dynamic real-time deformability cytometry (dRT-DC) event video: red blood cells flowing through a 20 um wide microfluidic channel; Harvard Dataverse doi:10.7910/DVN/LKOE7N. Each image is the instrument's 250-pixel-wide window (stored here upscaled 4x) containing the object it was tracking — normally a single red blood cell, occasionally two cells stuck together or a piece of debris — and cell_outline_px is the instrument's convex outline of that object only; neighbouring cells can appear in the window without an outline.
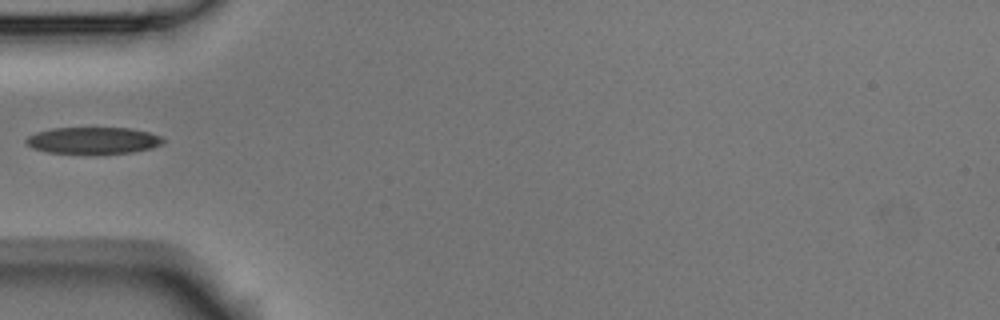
{"species": "Egyptian fruit bat (a non-hibernating species)", "species_latin": "Rousettus aegyptiacus", "temperature_condition": "room temperature", "stored_images_in_passage": 2, "camera_frame_rate_fps": 3000, "um_per_image_px": 0.085, "animal": {"sex": "male"}, "frame": {"image": 1, "passage_image": 1, "time_ms": 0.0, "image_size_px": [1000, 320], "cell_outline_px": [[164, 144], [152, 148], [132, 152], [96, 156], [92, 156], [48, 152], [32, 148], [24, 144], [24, 140], [28, 136], [36, 132], [52, 128], [128, 128], [148, 132], [160, 136], [164, 140]], "centroid_in_image_um": [7.89, 11.98], "position_along_channel_um": 77.1, "area_um2": 22.2}}
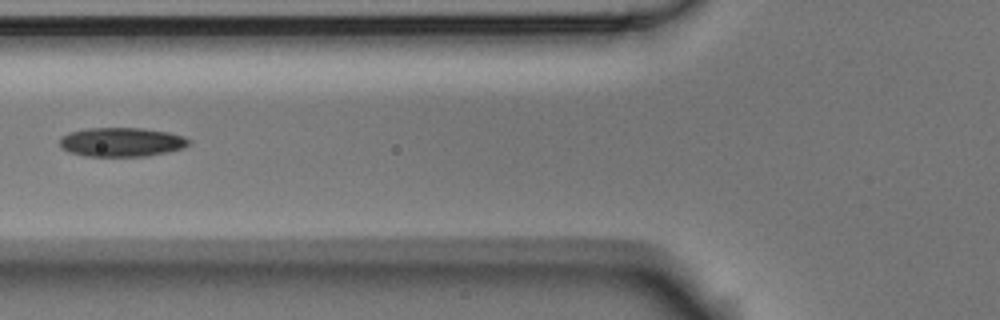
{"frame": {"image": 2, "passage_image": 2, "time_ms": 0.333, "image_size_px": [1000, 320], "cell_outline_px": [[192, 140], [184, 148], [148, 156], [84, 156], [68, 152], [60, 148], [60, 136], [68, 132], [88, 128], [140, 128], [168, 132], [184, 136]], "centroid_in_image_um": [10.3, 12.08], "position_along_channel_um": 115.5, "area_um2": 22.08}}